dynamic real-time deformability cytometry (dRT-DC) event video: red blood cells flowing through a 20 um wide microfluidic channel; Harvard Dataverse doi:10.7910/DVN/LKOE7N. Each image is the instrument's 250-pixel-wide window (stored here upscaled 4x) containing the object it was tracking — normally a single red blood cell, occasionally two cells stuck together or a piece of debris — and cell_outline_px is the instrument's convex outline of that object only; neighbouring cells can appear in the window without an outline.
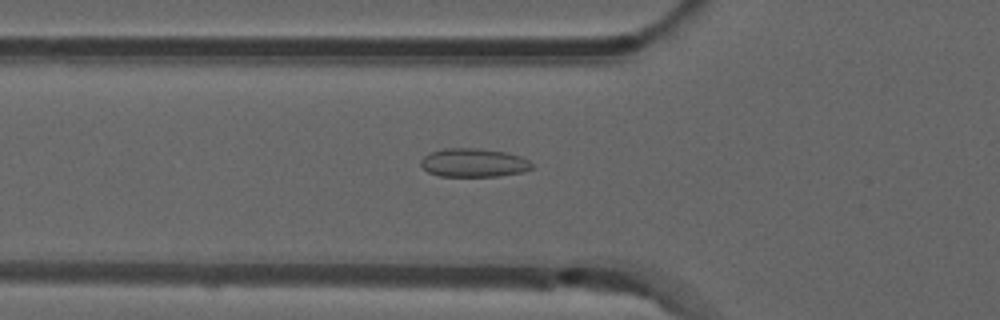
{"species": "common noctule bat (a hibernating species)", "species_latin": "Nyctalus noctula", "temperature_condition": "room temperature", "stored_images_in_passage": 37, "camera_frame_rate_fps": 3000, "um_per_image_px": 0.085, "animal": {"sex": "male", "forearm_length_mm": 52.5}, "frame": {"image": 1, "passage_image": 3, "time_ms": 0.667, "image_size_px": [1000, 320], "cell_outline_px": [[532, 168], [520, 172], [496, 176], [440, 176], [428, 172], [420, 164], [420, 160], [424, 156], [432, 152], [444, 148], [476, 148], [504, 152], [520, 156], [528, 160], [532, 164]], "centroid_in_image_um": [40.23, 13.83], "position_along_channel_um": 85.6, "area_um2": 18.26}}
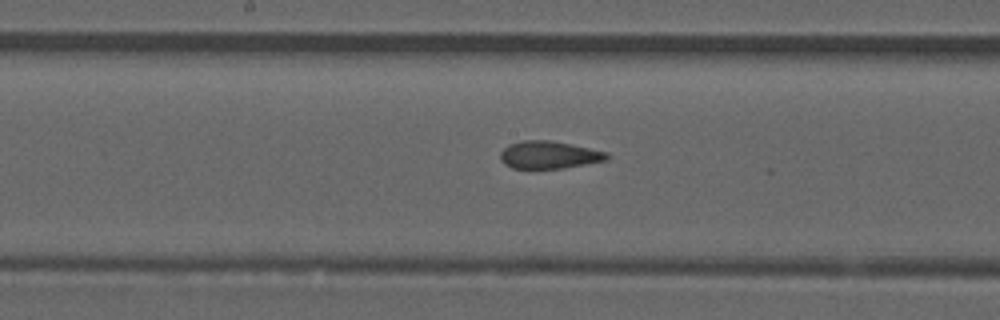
{"frame": {"image": 2, "passage_image": 12, "time_ms": 3.667, "image_size_px": [1000, 320], "cell_outline_px": [[612, 156], [608, 160], [564, 168], [512, 168], [504, 164], [500, 160], [500, 152], [508, 144], [520, 140], [552, 140], [572, 144], [608, 152]], "centroid_in_image_um": [46.69, 13.15], "position_along_channel_um": 201.5, "area_um2": 17.4}}
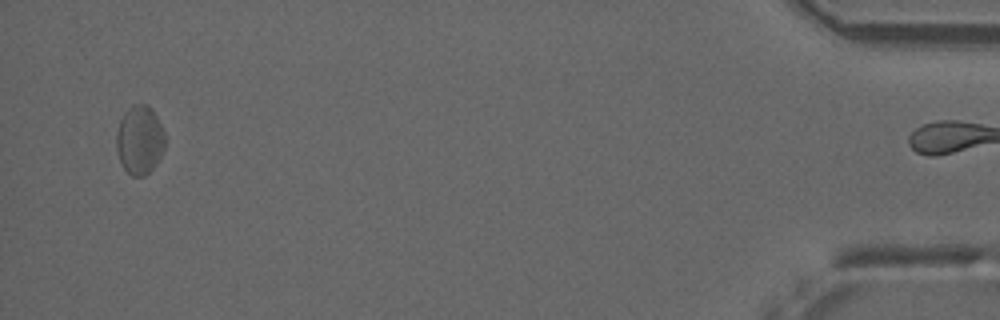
{"frame": {"image": 3, "passage_image": 36, "time_ms": 11.667, "image_size_px": [1000, 320], "cell_outline_px": [[164, 148], [156, 164], [144, 176], [132, 176], [124, 168], [120, 160], [116, 148], [116, 132], [120, 120], [124, 112], [132, 104], [148, 104], [152, 108], [164, 132]], "centroid_in_image_um": [11.85, 11.87], "position_along_channel_um": 423.3, "area_um2": 19.42}, "authors_computed_cell_mechanics": {"area_um2": 18.0336, "velocity_mm_per_s": 3.8424, "shape_relaxation_time_tau1_ms": null, "shape_relaxation_time_tau2_ms": 2.1285, "deformation_change_tau1": null, "deformation_change_tau2": 0.0871}}